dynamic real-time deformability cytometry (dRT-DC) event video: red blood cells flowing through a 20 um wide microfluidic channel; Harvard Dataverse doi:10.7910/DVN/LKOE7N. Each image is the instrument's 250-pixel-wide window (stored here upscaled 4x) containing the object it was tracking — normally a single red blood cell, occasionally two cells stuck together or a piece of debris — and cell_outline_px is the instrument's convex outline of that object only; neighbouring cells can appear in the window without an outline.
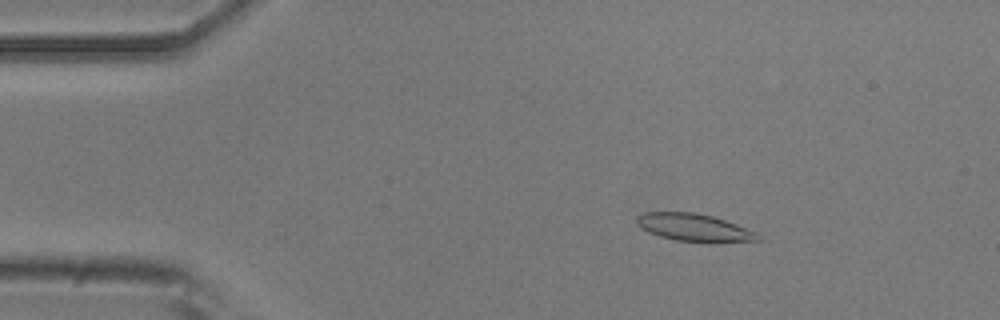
{"species": "common noctule bat (a hibernating species)", "species_latin": "Nyctalus noctula", "temperature_condition": "room temperature", "stored_images_in_passage": 52, "camera_frame_rate_fps": 3000, "um_per_image_px": 0.085, "animal": {"sex": "male", "body_mass_g": 20.5, "forearm_length_mm": 52.5}, "frame": {"image": 1, "passage_image": 8, "time_ms": 2.333, "image_size_px": [1000, 320], "cell_outline_px": [[760, 240], [708, 244], [676, 240], [660, 236], [648, 232], [640, 228], [636, 224], [636, 216], [644, 212], [692, 212], [712, 216], [724, 220], [756, 232], [760, 236]], "centroid_in_image_um": [58.98, 19.36], "position_along_channel_um": 26.0, "area_um2": 19.77}}
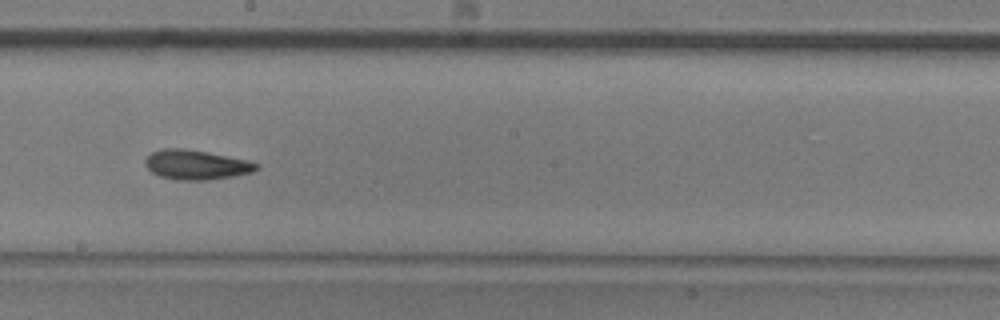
{"frame": {"image": 2, "passage_image": 29, "time_ms": 9.333, "image_size_px": [1000, 320], "cell_outline_px": [[260, 168], [252, 172], [236, 176], [208, 180], [176, 180], [160, 176], [152, 172], [144, 164], [144, 160], [152, 152], [160, 148], [184, 148], [208, 152], [248, 160], [260, 164]], "centroid_in_image_um": [16.69, 14.0], "position_along_channel_um": 231.5, "area_um2": 19.42}}
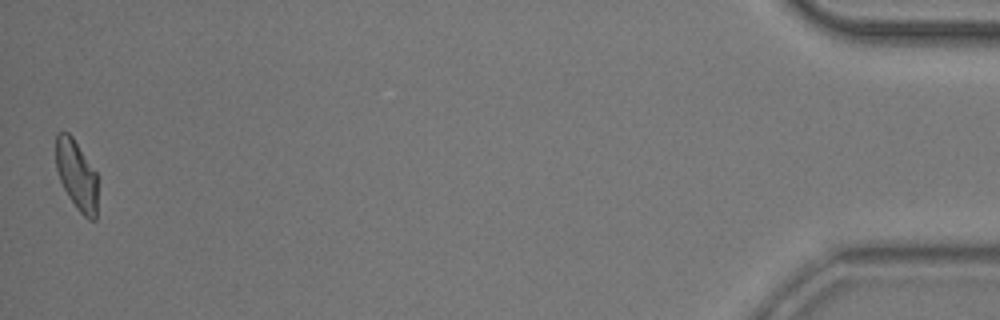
{"frame": {"image": 3, "passage_image": 52, "time_ms": 17.0, "image_size_px": [1000, 320], "cell_outline_px": [[96, 220], [88, 220], [76, 208], [68, 196], [60, 180], [56, 168], [56, 132], [68, 132], [72, 136], [96, 172]], "centroid_in_image_um": [6.49, 14.88], "position_along_channel_um": 428.7, "area_um2": 16.82}, "authors_computed_cell_mechanics": {"area_um2": 18.6694, "velocity_mm_per_s": 3.8119, "shape_relaxation_time_tau1_ms": 5.6708, "shape_relaxation_time_tau2_ms": 5.8368, "deformation_change_tau1": 0.1555, "deformation_change_tau2": 0.111}}